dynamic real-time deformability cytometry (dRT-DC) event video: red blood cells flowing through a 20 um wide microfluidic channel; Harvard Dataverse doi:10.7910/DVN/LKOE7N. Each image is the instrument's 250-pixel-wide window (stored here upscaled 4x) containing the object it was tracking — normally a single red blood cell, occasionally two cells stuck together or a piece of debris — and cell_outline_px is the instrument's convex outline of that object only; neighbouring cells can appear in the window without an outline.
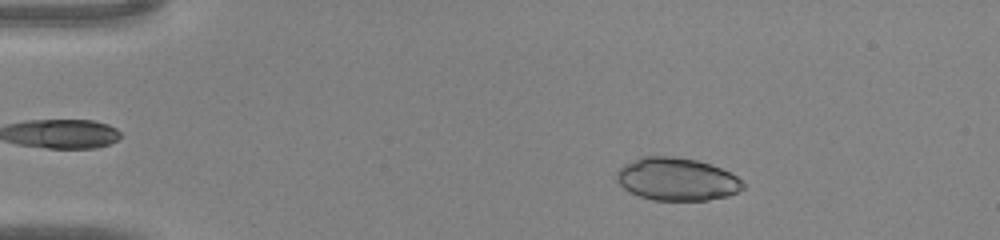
{"species": "common noctule bat (a hibernating species)", "species_latin": "Nyctalus noctula", "temperature_condition": "warm", "stored_images_in_passage": 45, "camera_frame_rate_fps": 3000, "um_per_image_px": 0.085, "animal": {"sex": "male", "body_mass_g": 20.0, "forearm_length_mm": 53.3}, "frame": {"image": 1, "passage_image": 7, "time_ms": 2.0, "image_size_px": [1000, 240], "cell_outline_px": [[744, 188], [728, 196], [708, 200], [652, 200], [628, 192], [616, 180], [616, 172], [624, 164], [640, 156], [672, 156], [696, 160], [720, 168], [736, 176], [744, 184]], "centroid_in_image_um": [57.49, 15.23], "position_along_channel_um": 27.5, "area_um2": 31.44}}